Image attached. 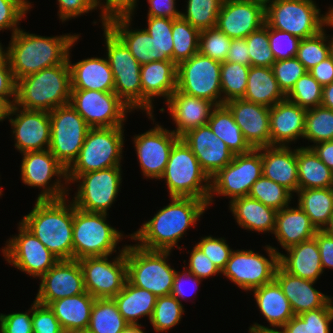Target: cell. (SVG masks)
Here are the masks:
<instances>
[{
  "label": "cell",
  "instance_id": "cell-1",
  "mask_svg": "<svg viewBox=\"0 0 333 333\" xmlns=\"http://www.w3.org/2000/svg\"><path fill=\"white\" fill-rule=\"evenodd\" d=\"M167 206L144 222L136 232L128 235L138 241V246L148 250L171 251L178 247V241L187 229L197 224L205 210L209 208L204 200L197 198L171 197Z\"/></svg>",
  "mask_w": 333,
  "mask_h": 333
},
{
  "label": "cell",
  "instance_id": "cell-2",
  "mask_svg": "<svg viewBox=\"0 0 333 333\" xmlns=\"http://www.w3.org/2000/svg\"><path fill=\"white\" fill-rule=\"evenodd\" d=\"M79 34L41 36L30 34L21 28L11 35L8 58L15 81L68 62L69 50L80 38Z\"/></svg>",
  "mask_w": 333,
  "mask_h": 333
},
{
  "label": "cell",
  "instance_id": "cell-3",
  "mask_svg": "<svg viewBox=\"0 0 333 333\" xmlns=\"http://www.w3.org/2000/svg\"><path fill=\"white\" fill-rule=\"evenodd\" d=\"M73 221L74 204L67 198L36 199L34 208L20 223L59 260H73Z\"/></svg>",
  "mask_w": 333,
  "mask_h": 333
},
{
  "label": "cell",
  "instance_id": "cell-4",
  "mask_svg": "<svg viewBox=\"0 0 333 333\" xmlns=\"http://www.w3.org/2000/svg\"><path fill=\"white\" fill-rule=\"evenodd\" d=\"M70 95V66L62 63L17 80L15 105L27 110L51 112L68 104Z\"/></svg>",
  "mask_w": 333,
  "mask_h": 333
},
{
  "label": "cell",
  "instance_id": "cell-5",
  "mask_svg": "<svg viewBox=\"0 0 333 333\" xmlns=\"http://www.w3.org/2000/svg\"><path fill=\"white\" fill-rule=\"evenodd\" d=\"M160 179L166 181L170 198H197L208 203L211 178L181 138L172 147Z\"/></svg>",
  "mask_w": 333,
  "mask_h": 333
},
{
  "label": "cell",
  "instance_id": "cell-6",
  "mask_svg": "<svg viewBox=\"0 0 333 333\" xmlns=\"http://www.w3.org/2000/svg\"><path fill=\"white\" fill-rule=\"evenodd\" d=\"M171 251L126 245L127 280L155 296L170 295L176 270L168 263Z\"/></svg>",
  "mask_w": 333,
  "mask_h": 333
},
{
  "label": "cell",
  "instance_id": "cell-7",
  "mask_svg": "<svg viewBox=\"0 0 333 333\" xmlns=\"http://www.w3.org/2000/svg\"><path fill=\"white\" fill-rule=\"evenodd\" d=\"M314 0H273L265 4V24L300 39L318 34L328 22Z\"/></svg>",
  "mask_w": 333,
  "mask_h": 333
},
{
  "label": "cell",
  "instance_id": "cell-8",
  "mask_svg": "<svg viewBox=\"0 0 333 333\" xmlns=\"http://www.w3.org/2000/svg\"><path fill=\"white\" fill-rule=\"evenodd\" d=\"M106 213L86 212L74 206L73 259L84 257L110 256L123 233L106 222Z\"/></svg>",
  "mask_w": 333,
  "mask_h": 333
},
{
  "label": "cell",
  "instance_id": "cell-9",
  "mask_svg": "<svg viewBox=\"0 0 333 333\" xmlns=\"http://www.w3.org/2000/svg\"><path fill=\"white\" fill-rule=\"evenodd\" d=\"M123 133V126L90 128L78 157L67 169V175L121 167L125 139Z\"/></svg>",
  "mask_w": 333,
  "mask_h": 333
},
{
  "label": "cell",
  "instance_id": "cell-10",
  "mask_svg": "<svg viewBox=\"0 0 333 333\" xmlns=\"http://www.w3.org/2000/svg\"><path fill=\"white\" fill-rule=\"evenodd\" d=\"M103 29L106 58L114 76V92L131 110H142L141 64L107 25Z\"/></svg>",
  "mask_w": 333,
  "mask_h": 333
},
{
  "label": "cell",
  "instance_id": "cell-11",
  "mask_svg": "<svg viewBox=\"0 0 333 333\" xmlns=\"http://www.w3.org/2000/svg\"><path fill=\"white\" fill-rule=\"evenodd\" d=\"M261 148L239 155L211 177L210 194L207 206L211 205L214 195L234 199L248 196L253 184L262 176Z\"/></svg>",
  "mask_w": 333,
  "mask_h": 333
},
{
  "label": "cell",
  "instance_id": "cell-12",
  "mask_svg": "<svg viewBox=\"0 0 333 333\" xmlns=\"http://www.w3.org/2000/svg\"><path fill=\"white\" fill-rule=\"evenodd\" d=\"M121 167L67 175L68 183H78V190L72 202L75 207L86 212L106 213L118 196L122 182Z\"/></svg>",
  "mask_w": 333,
  "mask_h": 333
},
{
  "label": "cell",
  "instance_id": "cell-13",
  "mask_svg": "<svg viewBox=\"0 0 333 333\" xmlns=\"http://www.w3.org/2000/svg\"><path fill=\"white\" fill-rule=\"evenodd\" d=\"M49 117V151L68 169L78 157L90 127L70 103L53 109Z\"/></svg>",
  "mask_w": 333,
  "mask_h": 333
},
{
  "label": "cell",
  "instance_id": "cell-14",
  "mask_svg": "<svg viewBox=\"0 0 333 333\" xmlns=\"http://www.w3.org/2000/svg\"><path fill=\"white\" fill-rule=\"evenodd\" d=\"M269 258L251 250H233L222 271L227 279L245 291H253L275 279L279 250L265 246Z\"/></svg>",
  "mask_w": 333,
  "mask_h": 333
},
{
  "label": "cell",
  "instance_id": "cell-15",
  "mask_svg": "<svg viewBox=\"0 0 333 333\" xmlns=\"http://www.w3.org/2000/svg\"><path fill=\"white\" fill-rule=\"evenodd\" d=\"M21 180L31 187L42 188L37 200H60L66 198L70 193L67 189V169L49 151H33L22 154ZM57 177L50 184L53 177ZM65 183H61L62 180ZM64 185V186H63Z\"/></svg>",
  "mask_w": 333,
  "mask_h": 333
},
{
  "label": "cell",
  "instance_id": "cell-16",
  "mask_svg": "<svg viewBox=\"0 0 333 333\" xmlns=\"http://www.w3.org/2000/svg\"><path fill=\"white\" fill-rule=\"evenodd\" d=\"M221 62L199 52L177 65V90L222 105Z\"/></svg>",
  "mask_w": 333,
  "mask_h": 333
},
{
  "label": "cell",
  "instance_id": "cell-17",
  "mask_svg": "<svg viewBox=\"0 0 333 333\" xmlns=\"http://www.w3.org/2000/svg\"><path fill=\"white\" fill-rule=\"evenodd\" d=\"M70 105L90 128L124 126L132 110L113 92L71 89Z\"/></svg>",
  "mask_w": 333,
  "mask_h": 333
},
{
  "label": "cell",
  "instance_id": "cell-18",
  "mask_svg": "<svg viewBox=\"0 0 333 333\" xmlns=\"http://www.w3.org/2000/svg\"><path fill=\"white\" fill-rule=\"evenodd\" d=\"M119 255L84 257L79 259L85 290L94 298H113L127 281L126 245Z\"/></svg>",
  "mask_w": 333,
  "mask_h": 333
},
{
  "label": "cell",
  "instance_id": "cell-19",
  "mask_svg": "<svg viewBox=\"0 0 333 333\" xmlns=\"http://www.w3.org/2000/svg\"><path fill=\"white\" fill-rule=\"evenodd\" d=\"M19 234L13 236L2 249L6 261L13 267L31 277H41L52 268L59 259L42 242L28 231L20 222Z\"/></svg>",
  "mask_w": 333,
  "mask_h": 333
},
{
  "label": "cell",
  "instance_id": "cell-20",
  "mask_svg": "<svg viewBox=\"0 0 333 333\" xmlns=\"http://www.w3.org/2000/svg\"><path fill=\"white\" fill-rule=\"evenodd\" d=\"M15 115V118H12ZM6 118L13 129L15 148L26 152L49 149L51 121L49 112L23 109L15 104L8 108Z\"/></svg>",
  "mask_w": 333,
  "mask_h": 333
},
{
  "label": "cell",
  "instance_id": "cell-21",
  "mask_svg": "<svg viewBox=\"0 0 333 333\" xmlns=\"http://www.w3.org/2000/svg\"><path fill=\"white\" fill-rule=\"evenodd\" d=\"M180 139L172 130L159 124L134 136L133 143L139 166L146 178L160 179L174 144Z\"/></svg>",
  "mask_w": 333,
  "mask_h": 333
},
{
  "label": "cell",
  "instance_id": "cell-22",
  "mask_svg": "<svg viewBox=\"0 0 333 333\" xmlns=\"http://www.w3.org/2000/svg\"><path fill=\"white\" fill-rule=\"evenodd\" d=\"M39 280L41 283L34 301L42 305L48 306L57 299L86 292L78 260H59Z\"/></svg>",
  "mask_w": 333,
  "mask_h": 333
},
{
  "label": "cell",
  "instance_id": "cell-23",
  "mask_svg": "<svg viewBox=\"0 0 333 333\" xmlns=\"http://www.w3.org/2000/svg\"><path fill=\"white\" fill-rule=\"evenodd\" d=\"M265 24V4L255 0H223L217 27L231 39L246 38Z\"/></svg>",
  "mask_w": 333,
  "mask_h": 333
},
{
  "label": "cell",
  "instance_id": "cell-24",
  "mask_svg": "<svg viewBox=\"0 0 333 333\" xmlns=\"http://www.w3.org/2000/svg\"><path fill=\"white\" fill-rule=\"evenodd\" d=\"M224 105L232 113L245 140L253 149L271 146L269 107L243 98L229 100Z\"/></svg>",
  "mask_w": 333,
  "mask_h": 333
},
{
  "label": "cell",
  "instance_id": "cell-25",
  "mask_svg": "<svg viewBox=\"0 0 333 333\" xmlns=\"http://www.w3.org/2000/svg\"><path fill=\"white\" fill-rule=\"evenodd\" d=\"M180 138L191 149L210 178L227 166L234 157L224 141L213 133L208 124L191 129Z\"/></svg>",
  "mask_w": 333,
  "mask_h": 333
},
{
  "label": "cell",
  "instance_id": "cell-26",
  "mask_svg": "<svg viewBox=\"0 0 333 333\" xmlns=\"http://www.w3.org/2000/svg\"><path fill=\"white\" fill-rule=\"evenodd\" d=\"M142 110L154 120V97H163L167 102L177 90V65L171 61H153L141 65Z\"/></svg>",
  "mask_w": 333,
  "mask_h": 333
},
{
  "label": "cell",
  "instance_id": "cell-27",
  "mask_svg": "<svg viewBox=\"0 0 333 333\" xmlns=\"http://www.w3.org/2000/svg\"><path fill=\"white\" fill-rule=\"evenodd\" d=\"M172 121L176 124L172 130L178 137L187 131L206 125L212 110L216 107L207 99L190 96L176 90L166 102Z\"/></svg>",
  "mask_w": 333,
  "mask_h": 333
},
{
  "label": "cell",
  "instance_id": "cell-28",
  "mask_svg": "<svg viewBox=\"0 0 333 333\" xmlns=\"http://www.w3.org/2000/svg\"><path fill=\"white\" fill-rule=\"evenodd\" d=\"M307 110L285 99L270 107L271 146H289L303 138Z\"/></svg>",
  "mask_w": 333,
  "mask_h": 333
},
{
  "label": "cell",
  "instance_id": "cell-29",
  "mask_svg": "<svg viewBox=\"0 0 333 333\" xmlns=\"http://www.w3.org/2000/svg\"><path fill=\"white\" fill-rule=\"evenodd\" d=\"M252 292L260 313L272 328L256 322L249 327V333H257L265 329H281L294 316L288 299L275 279Z\"/></svg>",
  "mask_w": 333,
  "mask_h": 333
},
{
  "label": "cell",
  "instance_id": "cell-30",
  "mask_svg": "<svg viewBox=\"0 0 333 333\" xmlns=\"http://www.w3.org/2000/svg\"><path fill=\"white\" fill-rule=\"evenodd\" d=\"M275 280L288 299L294 315L324 307L333 298L315 289V281L291 275L280 265L277 267Z\"/></svg>",
  "mask_w": 333,
  "mask_h": 333
},
{
  "label": "cell",
  "instance_id": "cell-31",
  "mask_svg": "<svg viewBox=\"0 0 333 333\" xmlns=\"http://www.w3.org/2000/svg\"><path fill=\"white\" fill-rule=\"evenodd\" d=\"M262 174L288 189L298 191L297 148L289 146L261 147Z\"/></svg>",
  "mask_w": 333,
  "mask_h": 333
},
{
  "label": "cell",
  "instance_id": "cell-32",
  "mask_svg": "<svg viewBox=\"0 0 333 333\" xmlns=\"http://www.w3.org/2000/svg\"><path fill=\"white\" fill-rule=\"evenodd\" d=\"M285 251L287 255L279 254V265L289 274L315 282L323 274L320 250L314 237Z\"/></svg>",
  "mask_w": 333,
  "mask_h": 333
},
{
  "label": "cell",
  "instance_id": "cell-33",
  "mask_svg": "<svg viewBox=\"0 0 333 333\" xmlns=\"http://www.w3.org/2000/svg\"><path fill=\"white\" fill-rule=\"evenodd\" d=\"M131 21L132 15H116L108 18L106 25L124 42L141 65L158 61V45L155 39L145 28L132 29Z\"/></svg>",
  "mask_w": 333,
  "mask_h": 333
},
{
  "label": "cell",
  "instance_id": "cell-34",
  "mask_svg": "<svg viewBox=\"0 0 333 333\" xmlns=\"http://www.w3.org/2000/svg\"><path fill=\"white\" fill-rule=\"evenodd\" d=\"M68 62L71 71V89L114 91V76L107 58L91 57L77 63Z\"/></svg>",
  "mask_w": 333,
  "mask_h": 333
},
{
  "label": "cell",
  "instance_id": "cell-35",
  "mask_svg": "<svg viewBox=\"0 0 333 333\" xmlns=\"http://www.w3.org/2000/svg\"><path fill=\"white\" fill-rule=\"evenodd\" d=\"M318 230L309 216L297 205L287 206L277 211L275 238L283 249L312 239Z\"/></svg>",
  "mask_w": 333,
  "mask_h": 333
},
{
  "label": "cell",
  "instance_id": "cell-36",
  "mask_svg": "<svg viewBox=\"0 0 333 333\" xmlns=\"http://www.w3.org/2000/svg\"><path fill=\"white\" fill-rule=\"evenodd\" d=\"M229 205L232 216L244 230L274 233L277 215V210L274 208L264 205L249 195L234 199Z\"/></svg>",
  "mask_w": 333,
  "mask_h": 333
},
{
  "label": "cell",
  "instance_id": "cell-37",
  "mask_svg": "<svg viewBox=\"0 0 333 333\" xmlns=\"http://www.w3.org/2000/svg\"><path fill=\"white\" fill-rule=\"evenodd\" d=\"M95 299L86 291L79 295L57 299L48 306L66 333L87 329Z\"/></svg>",
  "mask_w": 333,
  "mask_h": 333
},
{
  "label": "cell",
  "instance_id": "cell-38",
  "mask_svg": "<svg viewBox=\"0 0 333 333\" xmlns=\"http://www.w3.org/2000/svg\"><path fill=\"white\" fill-rule=\"evenodd\" d=\"M244 100L266 107L286 99L280 89L271 67L250 66Z\"/></svg>",
  "mask_w": 333,
  "mask_h": 333
},
{
  "label": "cell",
  "instance_id": "cell-39",
  "mask_svg": "<svg viewBox=\"0 0 333 333\" xmlns=\"http://www.w3.org/2000/svg\"><path fill=\"white\" fill-rule=\"evenodd\" d=\"M113 299L129 325H141L138 322L139 318L147 316L150 320L157 296L127 280L123 289Z\"/></svg>",
  "mask_w": 333,
  "mask_h": 333
},
{
  "label": "cell",
  "instance_id": "cell-40",
  "mask_svg": "<svg viewBox=\"0 0 333 333\" xmlns=\"http://www.w3.org/2000/svg\"><path fill=\"white\" fill-rule=\"evenodd\" d=\"M298 189L333 187V171L311 148H297Z\"/></svg>",
  "mask_w": 333,
  "mask_h": 333
},
{
  "label": "cell",
  "instance_id": "cell-41",
  "mask_svg": "<svg viewBox=\"0 0 333 333\" xmlns=\"http://www.w3.org/2000/svg\"><path fill=\"white\" fill-rule=\"evenodd\" d=\"M207 124L234 155L247 153L253 149L245 140L240 127L225 105L216 106L212 110Z\"/></svg>",
  "mask_w": 333,
  "mask_h": 333
},
{
  "label": "cell",
  "instance_id": "cell-42",
  "mask_svg": "<svg viewBox=\"0 0 333 333\" xmlns=\"http://www.w3.org/2000/svg\"><path fill=\"white\" fill-rule=\"evenodd\" d=\"M298 205L317 230H324L333 215V187L298 189Z\"/></svg>",
  "mask_w": 333,
  "mask_h": 333
},
{
  "label": "cell",
  "instance_id": "cell-43",
  "mask_svg": "<svg viewBox=\"0 0 333 333\" xmlns=\"http://www.w3.org/2000/svg\"><path fill=\"white\" fill-rule=\"evenodd\" d=\"M129 324L113 298H96L87 330L91 333H121Z\"/></svg>",
  "mask_w": 333,
  "mask_h": 333
},
{
  "label": "cell",
  "instance_id": "cell-44",
  "mask_svg": "<svg viewBox=\"0 0 333 333\" xmlns=\"http://www.w3.org/2000/svg\"><path fill=\"white\" fill-rule=\"evenodd\" d=\"M200 30L193 27L182 17L173 19L172 61L178 65L182 61L190 59L199 51Z\"/></svg>",
  "mask_w": 333,
  "mask_h": 333
},
{
  "label": "cell",
  "instance_id": "cell-45",
  "mask_svg": "<svg viewBox=\"0 0 333 333\" xmlns=\"http://www.w3.org/2000/svg\"><path fill=\"white\" fill-rule=\"evenodd\" d=\"M249 68L250 66L228 61L221 63L222 105L229 100L244 96L247 88Z\"/></svg>",
  "mask_w": 333,
  "mask_h": 333
},
{
  "label": "cell",
  "instance_id": "cell-46",
  "mask_svg": "<svg viewBox=\"0 0 333 333\" xmlns=\"http://www.w3.org/2000/svg\"><path fill=\"white\" fill-rule=\"evenodd\" d=\"M303 138L313 145L333 140V110L322 105L307 110Z\"/></svg>",
  "mask_w": 333,
  "mask_h": 333
},
{
  "label": "cell",
  "instance_id": "cell-47",
  "mask_svg": "<svg viewBox=\"0 0 333 333\" xmlns=\"http://www.w3.org/2000/svg\"><path fill=\"white\" fill-rule=\"evenodd\" d=\"M186 12L181 17L201 30L216 27L223 0H187Z\"/></svg>",
  "mask_w": 333,
  "mask_h": 333
},
{
  "label": "cell",
  "instance_id": "cell-48",
  "mask_svg": "<svg viewBox=\"0 0 333 333\" xmlns=\"http://www.w3.org/2000/svg\"><path fill=\"white\" fill-rule=\"evenodd\" d=\"M182 302H179L173 295L159 296L153 314L149 320L157 333L167 331L178 325L184 314Z\"/></svg>",
  "mask_w": 333,
  "mask_h": 333
},
{
  "label": "cell",
  "instance_id": "cell-49",
  "mask_svg": "<svg viewBox=\"0 0 333 333\" xmlns=\"http://www.w3.org/2000/svg\"><path fill=\"white\" fill-rule=\"evenodd\" d=\"M249 196L277 211L290 205L293 199L288 189L264 175L253 184Z\"/></svg>",
  "mask_w": 333,
  "mask_h": 333
},
{
  "label": "cell",
  "instance_id": "cell-50",
  "mask_svg": "<svg viewBox=\"0 0 333 333\" xmlns=\"http://www.w3.org/2000/svg\"><path fill=\"white\" fill-rule=\"evenodd\" d=\"M323 86L307 71L295 83L286 99L306 110L322 104Z\"/></svg>",
  "mask_w": 333,
  "mask_h": 333
},
{
  "label": "cell",
  "instance_id": "cell-51",
  "mask_svg": "<svg viewBox=\"0 0 333 333\" xmlns=\"http://www.w3.org/2000/svg\"><path fill=\"white\" fill-rule=\"evenodd\" d=\"M325 27L318 34L301 39L296 58L309 71L311 68L330 56L329 37ZM328 39V40H327Z\"/></svg>",
  "mask_w": 333,
  "mask_h": 333
},
{
  "label": "cell",
  "instance_id": "cell-52",
  "mask_svg": "<svg viewBox=\"0 0 333 333\" xmlns=\"http://www.w3.org/2000/svg\"><path fill=\"white\" fill-rule=\"evenodd\" d=\"M231 38L217 26L200 31L199 53L218 62H225L231 45Z\"/></svg>",
  "mask_w": 333,
  "mask_h": 333
},
{
  "label": "cell",
  "instance_id": "cell-53",
  "mask_svg": "<svg viewBox=\"0 0 333 333\" xmlns=\"http://www.w3.org/2000/svg\"><path fill=\"white\" fill-rule=\"evenodd\" d=\"M171 18L147 16L146 31L155 39L158 45V61H172L173 39Z\"/></svg>",
  "mask_w": 333,
  "mask_h": 333
},
{
  "label": "cell",
  "instance_id": "cell-54",
  "mask_svg": "<svg viewBox=\"0 0 333 333\" xmlns=\"http://www.w3.org/2000/svg\"><path fill=\"white\" fill-rule=\"evenodd\" d=\"M245 39L250 53L251 66L272 67L275 58L269 46V27L264 24Z\"/></svg>",
  "mask_w": 333,
  "mask_h": 333
},
{
  "label": "cell",
  "instance_id": "cell-55",
  "mask_svg": "<svg viewBox=\"0 0 333 333\" xmlns=\"http://www.w3.org/2000/svg\"><path fill=\"white\" fill-rule=\"evenodd\" d=\"M271 68L285 95L291 91L296 81L307 72L304 65L296 57L275 61Z\"/></svg>",
  "mask_w": 333,
  "mask_h": 333
},
{
  "label": "cell",
  "instance_id": "cell-56",
  "mask_svg": "<svg viewBox=\"0 0 333 333\" xmlns=\"http://www.w3.org/2000/svg\"><path fill=\"white\" fill-rule=\"evenodd\" d=\"M300 41L288 32L269 27V46L275 61L296 57Z\"/></svg>",
  "mask_w": 333,
  "mask_h": 333
},
{
  "label": "cell",
  "instance_id": "cell-57",
  "mask_svg": "<svg viewBox=\"0 0 333 333\" xmlns=\"http://www.w3.org/2000/svg\"><path fill=\"white\" fill-rule=\"evenodd\" d=\"M30 8L23 0H0V31L11 30V35L17 32L20 20Z\"/></svg>",
  "mask_w": 333,
  "mask_h": 333
},
{
  "label": "cell",
  "instance_id": "cell-58",
  "mask_svg": "<svg viewBox=\"0 0 333 333\" xmlns=\"http://www.w3.org/2000/svg\"><path fill=\"white\" fill-rule=\"evenodd\" d=\"M196 245L222 273L233 251L225 238H215L209 235L201 237L200 242L196 243Z\"/></svg>",
  "mask_w": 333,
  "mask_h": 333
},
{
  "label": "cell",
  "instance_id": "cell-59",
  "mask_svg": "<svg viewBox=\"0 0 333 333\" xmlns=\"http://www.w3.org/2000/svg\"><path fill=\"white\" fill-rule=\"evenodd\" d=\"M299 316L306 322L307 333H331L333 298L324 307L301 313Z\"/></svg>",
  "mask_w": 333,
  "mask_h": 333
},
{
  "label": "cell",
  "instance_id": "cell-60",
  "mask_svg": "<svg viewBox=\"0 0 333 333\" xmlns=\"http://www.w3.org/2000/svg\"><path fill=\"white\" fill-rule=\"evenodd\" d=\"M32 326L33 333H65L49 306L36 301L32 303Z\"/></svg>",
  "mask_w": 333,
  "mask_h": 333
},
{
  "label": "cell",
  "instance_id": "cell-61",
  "mask_svg": "<svg viewBox=\"0 0 333 333\" xmlns=\"http://www.w3.org/2000/svg\"><path fill=\"white\" fill-rule=\"evenodd\" d=\"M0 333H33L32 305L27 312L0 314Z\"/></svg>",
  "mask_w": 333,
  "mask_h": 333
},
{
  "label": "cell",
  "instance_id": "cell-62",
  "mask_svg": "<svg viewBox=\"0 0 333 333\" xmlns=\"http://www.w3.org/2000/svg\"><path fill=\"white\" fill-rule=\"evenodd\" d=\"M189 253V264L188 267L185 268L196 277L204 280L221 273L197 245H195Z\"/></svg>",
  "mask_w": 333,
  "mask_h": 333
},
{
  "label": "cell",
  "instance_id": "cell-63",
  "mask_svg": "<svg viewBox=\"0 0 333 333\" xmlns=\"http://www.w3.org/2000/svg\"><path fill=\"white\" fill-rule=\"evenodd\" d=\"M58 16L64 22L81 16L89 11L97 10V0H57Z\"/></svg>",
  "mask_w": 333,
  "mask_h": 333
},
{
  "label": "cell",
  "instance_id": "cell-64",
  "mask_svg": "<svg viewBox=\"0 0 333 333\" xmlns=\"http://www.w3.org/2000/svg\"><path fill=\"white\" fill-rule=\"evenodd\" d=\"M97 0L98 9L101 10L100 19L102 27L106 25V20L116 15H134L138 0Z\"/></svg>",
  "mask_w": 333,
  "mask_h": 333
},
{
  "label": "cell",
  "instance_id": "cell-65",
  "mask_svg": "<svg viewBox=\"0 0 333 333\" xmlns=\"http://www.w3.org/2000/svg\"><path fill=\"white\" fill-rule=\"evenodd\" d=\"M0 99L8 107L16 101V81L9 62L4 67H0Z\"/></svg>",
  "mask_w": 333,
  "mask_h": 333
},
{
  "label": "cell",
  "instance_id": "cell-66",
  "mask_svg": "<svg viewBox=\"0 0 333 333\" xmlns=\"http://www.w3.org/2000/svg\"><path fill=\"white\" fill-rule=\"evenodd\" d=\"M183 268H184V270L182 271V273L176 271V274L174 277V282H173V288H172V292H171V295H173L179 302H181V299L186 298V295L187 296L189 295V291H188V294H187V291H185L186 290L185 282H186V284H187V282L189 284H191L190 282H192V285L194 287L192 289V285H191V289L193 290V291L192 290L191 291L194 292L196 289H198L197 285L200 284L202 281V279H200V278L196 277L195 275H193L192 273H190L185 268V266H183Z\"/></svg>",
  "mask_w": 333,
  "mask_h": 333
},
{
  "label": "cell",
  "instance_id": "cell-67",
  "mask_svg": "<svg viewBox=\"0 0 333 333\" xmlns=\"http://www.w3.org/2000/svg\"><path fill=\"white\" fill-rule=\"evenodd\" d=\"M149 4L148 16L177 19L181 12L176 8V0H147Z\"/></svg>",
  "mask_w": 333,
  "mask_h": 333
},
{
  "label": "cell",
  "instance_id": "cell-68",
  "mask_svg": "<svg viewBox=\"0 0 333 333\" xmlns=\"http://www.w3.org/2000/svg\"><path fill=\"white\" fill-rule=\"evenodd\" d=\"M314 238L317 241L323 270L326 268L333 269V236L324 230H318Z\"/></svg>",
  "mask_w": 333,
  "mask_h": 333
},
{
  "label": "cell",
  "instance_id": "cell-69",
  "mask_svg": "<svg viewBox=\"0 0 333 333\" xmlns=\"http://www.w3.org/2000/svg\"><path fill=\"white\" fill-rule=\"evenodd\" d=\"M249 54L245 38L232 39L225 61L251 66Z\"/></svg>",
  "mask_w": 333,
  "mask_h": 333
},
{
  "label": "cell",
  "instance_id": "cell-70",
  "mask_svg": "<svg viewBox=\"0 0 333 333\" xmlns=\"http://www.w3.org/2000/svg\"><path fill=\"white\" fill-rule=\"evenodd\" d=\"M322 86L333 82V59L331 56L308 71Z\"/></svg>",
  "mask_w": 333,
  "mask_h": 333
},
{
  "label": "cell",
  "instance_id": "cell-71",
  "mask_svg": "<svg viewBox=\"0 0 333 333\" xmlns=\"http://www.w3.org/2000/svg\"><path fill=\"white\" fill-rule=\"evenodd\" d=\"M306 148H311L320 160L333 171V140L306 146Z\"/></svg>",
  "mask_w": 333,
  "mask_h": 333
},
{
  "label": "cell",
  "instance_id": "cell-72",
  "mask_svg": "<svg viewBox=\"0 0 333 333\" xmlns=\"http://www.w3.org/2000/svg\"><path fill=\"white\" fill-rule=\"evenodd\" d=\"M280 330L283 333H307L306 322L299 315H294Z\"/></svg>",
  "mask_w": 333,
  "mask_h": 333
},
{
  "label": "cell",
  "instance_id": "cell-73",
  "mask_svg": "<svg viewBox=\"0 0 333 333\" xmlns=\"http://www.w3.org/2000/svg\"><path fill=\"white\" fill-rule=\"evenodd\" d=\"M321 105L333 110V82L323 86Z\"/></svg>",
  "mask_w": 333,
  "mask_h": 333
},
{
  "label": "cell",
  "instance_id": "cell-74",
  "mask_svg": "<svg viewBox=\"0 0 333 333\" xmlns=\"http://www.w3.org/2000/svg\"><path fill=\"white\" fill-rule=\"evenodd\" d=\"M5 49L7 50H4L2 44L0 43V67H4L9 62V50L8 48Z\"/></svg>",
  "mask_w": 333,
  "mask_h": 333
},
{
  "label": "cell",
  "instance_id": "cell-75",
  "mask_svg": "<svg viewBox=\"0 0 333 333\" xmlns=\"http://www.w3.org/2000/svg\"><path fill=\"white\" fill-rule=\"evenodd\" d=\"M141 325H128L121 333H146Z\"/></svg>",
  "mask_w": 333,
  "mask_h": 333
},
{
  "label": "cell",
  "instance_id": "cell-76",
  "mask_svg": "<svg viewBox=\"0 0 333 333\" xmlns=\"http://www.w3.org/2000/svg\"><path fill=\"white\" fill-rule=\"evenodd\" d=\"M8 106L0 99V121L6 119Z\"/></svg>",
  "mask_w": 333,
  "mask_h": 333
},
{
  "label": "cell",
  "instance_id": "cell-77",
  "mask_svg": "<svg viewBox=\"0 0 333 333\" xmlns=\"http://www.w3.org/2000/svg\"><path fill=\"white\" fill-rule=\"evenodd\" d=\"M328 15H329L328 22L326 23L325 26L333 28V6L332 8L331 7L328 8Z\"/></svg>",
  "mask_w": 333,
  "mask_h": 333
},
{
  "label": "cell",
  "instance_id": "cell-78",
  "mask_svg": "<svg viewBox=\"0 0 333 333\" xmlns=\"http://www.w3.org/2000/svg\"><path fill=\"white\" fill-rule=\"evenodd\" d=\"M324 231L329 235L333 236V215L331 216V219L329 220L327 226L324 228Z\"/></svg>",
  "mask_w": 333,
  "mask_h": 333
},
{
  "label": "cell",
  "instance_id": "cell-79",
  "mask_svg": "<svg viewBox=\"0 0 333 333\" xmlns=\"http://www.w3.org/2000/svg\"><path fill=\"white\" fill-rule=\"evenodd\" d=\"M257 333H283L282 331L280 330H272V329H265V330H262L260 332H257Z\"/></svg>",
  "mask_w": 333,
  "mask_h": 333
},
{
  "label": "cell",
  "instance_id": "cell-80",
  "mask_svg": "<svg viewBox=\"0 0 333 333\" xmlns=\"http://www.w3.org/2000/svg\"><path fill=\"white\" fill-rule=\"evenodd\" d=\"M329 48H330V56L333 59V35L331 37V40H329Z\"/></svg>",
  "mask_w": 333,
  "mask_h": 333
}]
</instances>
